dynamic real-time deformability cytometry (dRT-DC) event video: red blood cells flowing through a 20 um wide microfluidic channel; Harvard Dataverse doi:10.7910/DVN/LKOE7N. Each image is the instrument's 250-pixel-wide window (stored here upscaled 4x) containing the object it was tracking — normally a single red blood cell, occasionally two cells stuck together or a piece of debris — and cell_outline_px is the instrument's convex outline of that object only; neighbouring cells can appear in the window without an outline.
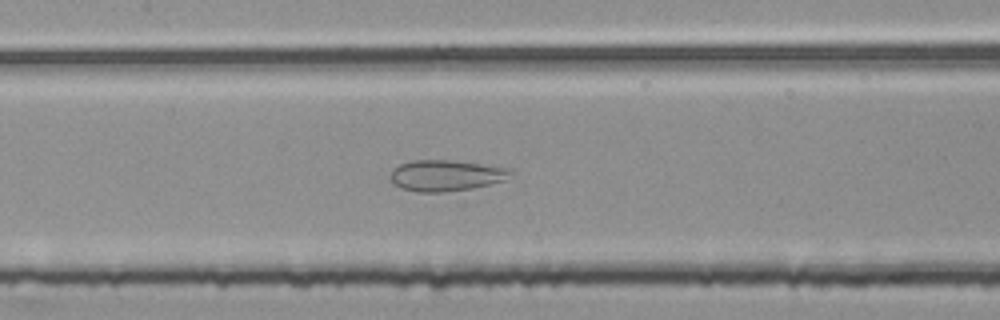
{"species": "common noctule bat (a hibernating species)", "species_latin": "Nyctalus noctula", "temperature_condition": "room temperature", "stored_images_in_passage": 53, "camera_frame_rate_fps": 3000, "um_per_image_px": 0.085, "animal": {"sex": "female", "body_mass_g": 25.1}, "frame": {"image": 1, "passage_image": 25, "time_ms": 8.0, "image_size_px": [1000, 320], "cell_outline_px": [[512, 172], [500, 180], [488, 184], [472, 188], [440, 192], [416, 192], [400, 188], [392, 184], [388, 176], [400, 164], [412, 160], [452, 160], [512, 168]], "centroid_in_image_um": [37.82, 14.91], "position_along_channel_um": 169.6, "area_um2": 21.56}}
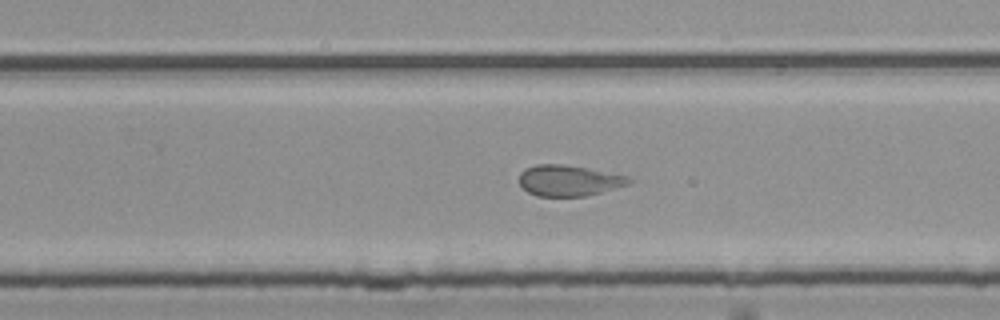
{"frame": {"image": 2, "passage_image": 34, "time_ms": 11.0, "image_size_px": [1000, 320], "cell_outline_px": [[632, 184], [588, 196], [536, 196], [528, 192], [520, 184], [520, 172], [524, 168], [536, 164], [560, 164], [588, 168], [632, 176]], "centroid_in_image_um": [48.42, 15.34], "position_along_channel_um": 281.4, "area_um2": 20.11}}
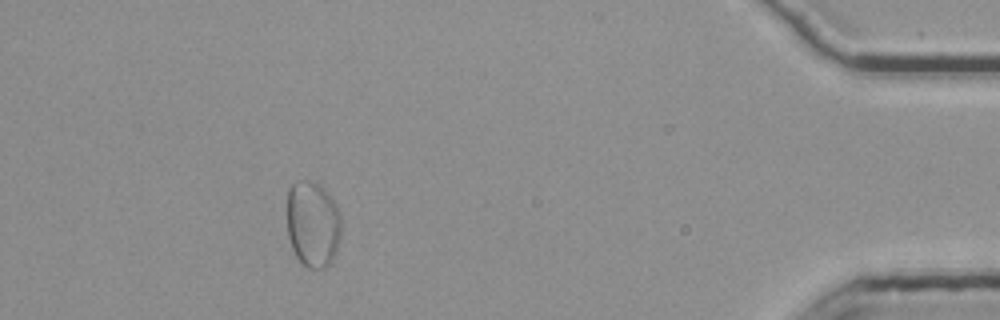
{"frame": {"image": 3, "passage_image": 49, "time_ms": 16.0, "image_size_px": [1000, 320], "cell_outline_px": [[340, 240], [336, 252], [332, 260], [324, 268], [308, 268], [296, 256], [292, 248], [288, 236], [288, 188], [292, 184], [300, 180], [312, 180], [320, 184], [324, 188], [336, 204], [340, 216]], "centroid_in_image_um": [26.59, 19.02], "position_along_channel_um": 408.6, "area_um2": 27.28}, "authors_computed_cell_mechanics": {"area_um2": 27.2238, "velocity_mm_per_s": 3.7573, "shape_relaxation_time_tau1_ms": null, "shape_relaxation_time_tau2_ms": 1.6717, "deformation_change_tau1": null, "deformation_change_tau2": 0.0757}}